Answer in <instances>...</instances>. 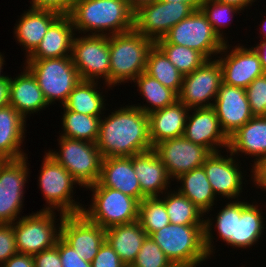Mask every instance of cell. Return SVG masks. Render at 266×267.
<instances>
[{"label":"cell","instance_id":"cell-15","mask_svg":"<svg viewBox=\"0 0 266 267\" xmlns=\"http://www.w3.org/2000/svg\"><path fill=\"white\" fill-rule=\"evenodd\" d=\"M222 82V69L218 60H207L192 73L183 76L178 100L189 109L212 107Z\"/></svg>","mask_w":266,"mask_h":267},{"label":"cell","instance_id":"cell-53","mask_svg":"<svg viewBox=\"0 0 266 267\" xmlns=\"http://www.w3.org/2000/svg\"><path fill=\"white\" fill-rule=\"evenodd\" d=\"M164 2H170V3H176V2H181V3H186L191 5L195 10L200 9L201 4L203 3L204 0H161Z\"/></svg>","mask_w":266,"mask_h":267},{"label":"cell","instance_id":"cell-32","mask_svg":"<svg viewBox=\"0 0 266 267\" xmlns=\"http://www.w3.org/2000/svg\"><path fill=\"white\" fill-rule=\"evenodd\" d=\"M176 180L181 183L177 190L205 215L209 214L210 210L212 211L216 196L202 166L182 174Z\"/></svg>","mask_w":266,"mask_h":267},{"label":"cell","instance_id":"cell-48","mask_svg":"<svg viewBox=\"0 0 266 267\" xmlns=\"http://www.w3.org/2000/svg\"><path fill=\"white\" fill-rule=\"evenodd\" d=\"M1 267H35L32 255L16 253L11 256Z\"/></svg>","mask_w":266,"mask_h":267},{"label":"cell","instance_id":"cell-36","mask_svg":"<svg viewBox=\"0 0 266 267\" xmlns=\"http://www.w3.org/2000/svg\"><path fill=\"white\" fill-rule=\"evenodd\" d=\"M63 134L60 136L96 143L102 117L64 111L62 115Z\"/></svg>","mask_w":266,"mask_h":267},{"label":"cell","instance_id":"cell-21","mask_svg":"<svg viewBox=\"0 0 266 267\" xmlns=\"http://www.w3.org/2000/svg\"><path fill=\"white\" fill-rule=\"evenodd\" d=\"M225 156L221 152L211 153L202 167L216 197L221 195L231 200L236 198L238 200L243 191V173L231 152L229 157Z\"/></svg>","mask_w":266,"mask_h":267},{"label":"cell","instance_id":"cell-43","mask_svg":"<svg viewBox=\"0 0 266 267\" xmlns=\"http://www.w3.org/2000/svg\"><path fill=\"white\" fill-rule=\"evenodd\" d=\"M91 264L92 267H127L106 240L100 246Z\"/></svg>","mask_w":266,"mask_h":267},{"label":"cell","instance_id":"cell-13","mask_svg":"<svg viewBox=\"0 0 266 267\" xmlns=\"http://www.w3.org/2000/svg\"><path fill=\"white\" fill-rule=\"evenodd\" d=\"M27 159L26 156L0 163V224H13L20 217L30 170Z\"/></svg>","mask_w":266,"mask_h":267},{"label":"cell","instance_id":"cell-44","mask_svg":"<svg viewBox=\"0 0 266 267\" xmlns=\"http://www.w3.org/2000/svg\"><path fill=\"white\" fill-rule=\"evenodd\" d=\"M58 250L62 267H92L91 263L83 260L61 237L58 239Z\"/></svg>","mask_w":266,"mask_h":267},{"label":"cell","instance_id":"cell-52","mask_svg":"<svg viewBox=\"0 0 266 267\" xmlns=\"http://www.w3.org/2000/svg\"><path fill=\"white\" fill-rule=\"evenodd\" d=\"M157 0H128L129 7L131 10L135 13L138 11L141 7L145 5H149Z\"/></svg>","mask_w":266,"mask_h":267},{"label":"cell","instance_id":"cell-37","mask_svg":"<svg viewBox=\"0 0 266 267\" xmlns=\"http://www.w3.org/2000/svg\"><path fill=\"white\" fill-rule=\"evenodd\" d=\"M161 197H145L139 202L137 221L147 236L170 224L165 203Z\"/></svg>","mask_w":266,"mask_h":267},{"label":"cell","instance_id":"cell-8","mask_svg":"<svg viewBox=\"0 0 266 267\" xmlns=\"http://www.w3.org/2000/svg\"><path fill=\"white\" fill-rule=\"evenodd\" d=\"M36 78L48 103H66L69 94L80 82L78 70L71 56L51 59H27L25 64Z\"/></svg>","mask_w":266,"mask_h":267},{"label":"cell","instance_id":"cell-29","mask_svg":"<svg viewBox=\"0 0 266 267\" xmlns=\"http://www.w3.org/2000/svg\"><path fill=\"white\" fill-rule=\"evenodd\" d=\"M226 152L255 156L254 163L266 157V116H253L232 134Z\"/></svg>","mask_w":266,"mask_h":267},{"label":"cell","instance_id":"cell-28","mask_svg":"<svg viewBox=\"0 0 266 267\" xmlns=\"http://www.w3.org/2000/svg\"><path fill=\"white\" fill-rule=\"evenodd\" d=\"M61 14L48 9L30 8L20 17L14 26L17 43L26 50V58L37 48L50 25Z\"/></svg>","mask_w":266,"mask_h":267},{"label":"cell","instance_id":"cell-54","mask_svg":"<svg viewBox=\"0 0 266 267\" xmlns=\"http://www.w3.org/2000/svg\"><path fill=\"white\" fill-rule=\"evenodd\" d=\"M5 58L3 57V54H1V52H0V80L1 79H3V78H5L6 76H4L1 72H3L2 71V69H3V66L5 65V60H4ZM4 64V65H3ZM2 74V75H1Z\"/></svg>","mask_w":266,"mask_h":267},{"label":"cell","instance_id":"cell-55","mask_svg":"<svg viewBox=\"0 0 266 267\" xmlns=\"http://www.w3.org/2000/svg\"><path fill=\"white\" fill-rule=\"evenodd\" d=\"M262 26H261V34H263L262 36L264 37L263 39L266 40V18L264 21H262Z\"/></svg>","mask_w":266,"mask_h":267},{"label":"cell","instance_id":"cell-3","mask_svg":"<svg viewBox=\"0 0 266 267\" xmlns=\"http://www.w3.org/2000/svg\"><path fill=\"white\" fill-rule=\"evenodd\" d=\"M254 203L230 200L216 213L215 227L219 238L233 248L252 247L264 233V216Z\"/></svg>","mask_w":266,"mask_h":267},{"label":"cell","instance_id":"cell-40","mask_svg":"<svg viewBox=\"0 0 266 267\" xmlns=\"http://www.w3.org/2000/svg\"><path fill=\"white\" fill-rule=\"evenodd\" d=\"M172 262L164 254L158 244L150 236H147L130 267H170Z\"/></svg>","mask_w":266,"mask_h":267},{"label":"cell","instance_id":"cell-39","mask_svg":"<svg viewBox=\"0 0 266 267\" xmlns=\"http://www.w3.org/2000/svg\"><path fill=\"white\" fill-rule=\"evenodd\" d=\"M200 9L207 17V20L212 25L213 30L219 38L225 43L228 42L221 28L223 27V29H226V26L230 23L229 20H231V17H233L235 13H241V10L232 5L219 3L214 0H204Z\"/></svg>","mask_w":266,"mask_h":267},{"label":"cell","instance_id":"cell-17","mask_svg":"<svg viewBox=\"0 0 266 267\" xmlns=\"http://www.w3.org/2000/svg\"><path fill=\"white\" fill-rule=\"evenodd\" d=\"M229 46L226 42L219 53L222 56H217L222 69L223 83L246 89L255 78L265 74L259 55L253 46L249 49L240 44L233 49Z\"/></svg>","mask_w":266,"mask_h":267},{"label":"cell","instance_id":"cell-31","mask_svg":"<svg viewBox=\"0 0 266 267\" xmlns=\"http://www.w3.org/2000/svg\"><path fill=\"white\" fill-rule=\"evenodd\" d=\"M146 237L147 234L138 221L116 225L105 230V240L127 267L135 261Z\"/></svg>","mask_w":266,"mask_h":267},{"label":"cell","instance_id":"cell-12","mask_svg":"<svg viewBox=\"0 0 266 267\" xmlns=\"http://www.w3.org/2000/svg\"><path fill=\"white\" fill-rule=\"evenodd\" d=\"M74 36L72 42V60L81 80H104L110 87L109 36Z\"/></svg>","mask_w":266,"mask_h":267},{"label":"cell","instance_id":"cell-23","mask_svg":"<svg viewBox=\"0 0 266 267\" xmlns=\"http://www.w3.org/2000/svg\"><path fill=\"white\" fill-rule=\"evenodd\" d=\"M165 196L161 199L165 203L167 214L172 224L178 225H205V248L208 255L215 253L213 247V235H212V220L204 219L205 213L201 211L196 205H194L187 197L177 191H166ZM202 218V219H201ZM214 251V252H213Z\"/></svg>","mask_w":266,"mask_h":267},{"label":"cell","instance_id":"cell-45","mask_svg":"<svg viewBox=\"0 0 266 267\" xmlns=\"http://www.w3.org/2000/svg\"><path fill=\"white\" fill-rule=\"evenodd\" d=\"M35 267H62L58 250V240L55 246L33 255Z\"/></svg>","mask_w":266,"mask_h":267},{"label":"cell","instance_id":"cell-34","mask_svg":"<svg viewBox=\"0 0 266 267\" xmlns=\"http://www.w3.org/2000/svg\"><path fill=\"white\" fill-rule=\"evenodd\" d=\"M133 82L137 85V90L140 91V94L146 99V102L149 103L148 106L135 104L145 114L165 108L178 100V95L173 90L165 87L146 72L141 73Z\"/></svg>","mask_w":266,"mask_h":267},{"label":"cell","instance_id":"cell-2","mask_svg":"<svg viewBox=\"0 0 266 267\" xmlns=\"http://www.w3.org/2000/svg\"><path fill=\"white\" fill-rule=\"evenodd\" d=\"M134 14L128 0H75L68 15L75 32L110 36L133 30Z\"/></svg>","mask_w":266,"mask_h":267},{"label":"cell","instance_id":"cell-20","mask_svg":"<svg viewBox=\"0 0 266 267\" xmlns=\"http://www.w3.org/2000/svg\"><path fill=\"white\" fill-rule=\"evenodd\" d=\"M184 137L195 144L207 148L211 153L220 152L218 148L228 149L229 138L223 132L213 107L189 109ZM190 113V114H189Z\"/></svg>","mask_w":266,"mask_h":267},{"label":"cell","instance_id":"cell-47","mask_svg":"<svg viewBox=\"0 0 266 267\" xmlns=\"http://www.w3.org/2000/svg\"><path fill=\"white\" fill-rule=\"evenodd\" d=\"M251 179L253 183L262 190L266 191V157L258 160L252 165Z\"/></svg>","mask_w":266,"mask_h":267},{"label":"cell","instance_id":"cell-7","mask_svg":"<svg viewBox=\"0 0 266 267\" xmlns=\"http://www.w3.org/2000/svg\"><path fill=\"white\" fill-rule=\"evenodd\" d=\"M93 192L90 207L82 209V214L92 223L105 230L138 220L139 202L121 191L103 187L99 182L86 188Z\"/></svg>","mask_w":266,"mask_h":267},{"label":"cell","instance_id":"cell-26","mask_svg":"<svg viewBox=\"0 0 266 267\" xmlns=\"http://www.w3.org/2000/svg\"><path fill=\"white\" fill-rule=\"evenodd\" d=\"M69 15H60L48 28L37 48L26 59H51L72 55L75 35Z\"/></svg>","mask_w":266,"mask_h":267},{"label":"cell","instance_id":"cell-46","mask_svg":"<svg viewBox=\"0 0 266 267\" xmlns=\"http://www.w3.org/2000/svg\"><path fill=\"white\" fill-rule=\"evenodd\" d=\"M75 0H31V8L53 10L61 15H68Z\"/></svg>","mask_w":266,"mask_h":267},{"label":"cell","instance_id":"cell-30","mask_svg":"<svg viewBox=\"0 0 266 267\" xmlns=\"http://www.w3.org/2000/svg\"><path fill=\"white\" fill-rule=\"evenodd\" d=\"M26 121L11 105L0 108V157L3 160L26 157L21 149Z\"/></svg>","mask_w":266,"mask_h":267},{"label":"cell","instance_id":"cell-1","mask_svg":"<svg viewBox=\"0 0 266 267\" xmlns=\"http://www.w3.org/2000/svg\"><path fill=\"white\" fill-rule=\"evenodd\" d=\"M100 121L96 142L103 158L131 157L153 149L149 118L134 105H125Z\"/></svg>","mask_w":266,"mask_h":267},{"label":"cell","instance_id":"cell-24","mask_svg":"<svg viewBox=\"0 0 266 267\" xmlns=\"http://www.w3.org/2000/svg\"><path fill=\"white\" fill-rule=\"evenodd\" d=\"M133 169L146 197H160L168 191L171 179L165 165L152 149L133 156Z\"/></svg>","mask_w":266,"mask_h":267},{"label":"cell","instance_id":"cell-14","mask_svg":"<svg viewBox=\"0 0 266 267\" xmlns=\"http://www.w3.org/2000/svg\"><path fill=\"white\" fill-rule=\"evenodd\" d=\"M195 9L186 3L157 0L141 7L134 14V29L154 43Z\"/></svg>","mask_w":266,"mask_h":267},{"label":"cell","instance_id":"cell-35","mask_svg":"<svg viewBox=\"0 0 266 267\" xmlns=\"http://www.w3.org/2000/svg\"><path fill=\"white\" fill-rule=\"evenodd\" d=\"M145 72L177 95L179 94L184 75L155 44L148 52Z\"/></svg>","mask_w":266,"mask_h":267},{"label":"cell","instance_id":"cell-9","mask_svg":"<svg viewBox=\"0 0 266 267\" xmlns=\"http://www.w3.org/2000/svg\"><path fill=\"white\" fill-rule=\"evenodd\" d=\"M40 170L38 186L48 205L41 211L57 210L65 215L81 214L84 207L72 199L74 186L78 184L72 175L47 153Z\"/></svg>","mask_w":266,"mask_h":267},{"label":"cell","instance_id":"cell-49","mask_svg":"<svg viewBox=\"0 0 266 267\" xmlns=\"http://www.w3.org/2000/svg\"><path fill=\"white\" fill-rule=\"evenodd\" d=\"M10 78L7 75L0 80V108L9 105Z\"/></svg>","mask_w":266,"mask_h":267},{"label":"cell","instance_id":"cell-11","mask_svg":"<svg viewBox=\"0 0 266 267\" xmlns=\"http://www.w3.org/2000/svg\"><path fill=\"white\" fill-rule=\"evenodd\" d=\"M55 215L54 211L39 210L13 223L18 253L33 256L56 245L61 225L56 224Z\"/></svg>","mask_w":266,"mask_h":267},{"label":"cell","instance_id":"cell-50","mask_svg":"<svg viewBox=\"0 0 266 267\" xmlns=\"http://www.w3.org/2000/svg\"><path fill=\"white\" fill-rule=\"evenodd\" d=\"M253 48L258 53L262 68L266 73V40L261 38L260 43L258 45L256 44Z\"/></svg>","mask_w":266,"mask_h":267},{"label":"cell","instance_id":"cell-16","mask_svg":"<svg viewBox=\"0 0 266 267\" xmlns=\"http://www.w3.org/2000/svg\"><path fill=\"white\" fill-rule=\"evenodd\" d=\"M167 174L173 180L192 169L201 167L211 152L199 144L187 140L184 136L159 142L153 147Z\"/></svg>","mask_w":266,"mask_h":267},{"label":"cell","instance_id":"cell-5","mask_svg":"<svg viewBox=\"0 0 266 267\" xmlns=\"http://www.w3.org/2000/svg\"><path fill=\"white\" fill-rule=\"evenodd\" d=\"M205 225L168 224L150 235L172 264L199 266L209 259L205 248Z\"/></svg>","mask_w":266,"mask_h":267},{"label":"cell","instance_id":"cell-41","mask_svg":"<svg viewBox=\"0 0 266 267\" xmlns=\"http://www.w3.org/2000/svg\"><path fill=\"white\" fill-rule=\"evenodd\" d=\"M246 96L254 116H266V73L255 78L246 88Z\"/></svg>","mask_w":266,"mask_h":267},{"label":"cell","instance_id":"cell-19","mask_svg":"<svg viewBox=\"0 0 266 267\" xmlns=\"http://www.w3.org/2000/svg\"><path fill=\"white\" fill-rule=\"evenodd\" d=\"M212 107L228 138L254 116L246 96V89L223 82Z\"/></svg>","mask_w":266,"mask_h":267},{"label":"cell","instance_id":"cell-42","mask_svg":"<svg viewBox=\"0 0 266 267\" xmlns=\"http://www.w3.org/2000/svg\"><path fill=\"white\" fill-rule=\"evenodd\" d=\"M17 252L13 224H0V267Z\"/></svg>","mask_w":266,"mask_h":267},{"label":"cell","instance_id":"cell-4","mask_svg":"<svg viewBox=\"0 0 266 267\" xmlns=\"http://www.w3.org/2000/svg\"><path fill=\"white\" fill-rule=\"evenodd\" d=\"M154 44L135 29L110 35V88L121 82H133L145 72L147 55Z\"/></svg>","mask_w":266,"mask_h":267},{"label":"cell","instance_id":"cell-33","mask_svg":"<svg viewBox=\"0 0 266 267\" xmlns=\"http://www.w3.org/2000/svg\"><path fill=\"white\" fill-rule=\"evenodd\" d=\"M98 81L80 80L69 94L63 111H73L85 115L103 117L106 110L102 93L97 90Z\"/></svg>","mask_w":266,"mask_h":267},{"label":"cell","instance_id":"cell-56","mask_svg":"<svg viewBox=\"0 0 266 267\" xmlns=\"http://www.w3.org/2000/svg\"><path fill=\"white\" fill-rule=\"evenodd\" d=\"M170 267H189L183 264H172Z\"/></svg>","mask_w":266,"mask_h":267},{"label":"cell","instance_id":"cell-18","mask_svg":"<svg viewBox=\"0 0 266 267\" xmlns=\"http://www.w3.org/2000/svg\"><path fill=\"white\" fill-rule=\"evenodd\" d=\"M61 238L80 255L92 263L100 246L105 242V229L89 221L82 213H60Z\"/></svg>","mask_w":266,"mask_h":267},{"label":"cell","instance_id":"cell-6","mask_svg":"<svg viewBox=\"0 0 266 267\" xmlns=\"http://www.w3.org/2000/svg\"><path fill=\"white\" fill-rule=\"evenodd\" d=\"M59 151L45 152L61 164L80 187L88 188L99 181L102 155L96 143L59 136Z\"/></svg>","mask_w":266,"mask_h":267},{"label":"cell","instance_id":"cell-51","mask_svg":"<svg viewBox=\"0 0 266 267\" xmlns=\"http://www.w3.org/2000/svg\"><path fill=\"white\" fill-rule=\"evenodd\" d=\"M214 1H217L219 3L228 4V5H232L241 11L246 9L245 7L251 6L252 3L255 2V0H214Z\"/></svg>","mask_w":266,"mask_h":267},{"label":"cell","instance_id":"cell-10","mask_svg":"<svg viewBox=\"0 0 266 267\" xmlns=\"http://www.w3.org/2000/svg\"><path fill=\"white\" fill-rule=\"evenodd\" d=\"M155 44H175L194 49L202 53L208 60L217 56L225 44L219 38L201 9L173 26L167 34Z\"/></svg>","mask_w":266,"mask_h":267},{"label":"cell","instance_id":"cell-38","mask_svg":"<svg viewBox=\"0 0 266 267\" xmlns=\"http://www.w3.org/2000/svg\"><path fill=\"white\" fill-rule=\"evenodd\" d=\"M183 75L192 73L208 59L200 52L175 44H155Z\"/></svg>","mask_w":266,"mask_h":267},{"label":"cell","instance_id":"cell-25","mask_svg":"<svg viewBox=\"0 0 266 267\" xmlns=\"http://www.w3.org/2000/svg\"><path fill=\"white\" fill-rule=\"evenodd\" d=\"M25 68L23 73L21 72L15 78L10 77L9 105L26 120L28 114L38 113L50 105L34 75L27 67Z\"/></svg>","mask_w":266,"mask_h":267},{"label":"cell","instance_id":"cell-27","mask_svg":"<svg viewBox=\"0 0 266 267\" xmlns=\"http://www.w3.org/2000/svg\"><path fill=\"white\" fill-rule=\"evenodd\" d=\"M188 112L189 108L177 100L172 105L149 113V138L152 146L183 136Z\"/></svg>","mask_w":266,"mask_h":267},{"label":"cell","instance_id":"cell-22","mask_svg":"<svg viewBox=\"0 0 266 267\" xmlns=\"http://www.w3.org/2000/svg\"><path fill=\"white\" fill-rule=\"evenodd\" d=\"M98 182L103 187L121 191L138 202L146 197L141 192L139 179L133 169V156L103 158Z\"/></svg>","mask_w":266,"mask_h":267}]
</instances>
